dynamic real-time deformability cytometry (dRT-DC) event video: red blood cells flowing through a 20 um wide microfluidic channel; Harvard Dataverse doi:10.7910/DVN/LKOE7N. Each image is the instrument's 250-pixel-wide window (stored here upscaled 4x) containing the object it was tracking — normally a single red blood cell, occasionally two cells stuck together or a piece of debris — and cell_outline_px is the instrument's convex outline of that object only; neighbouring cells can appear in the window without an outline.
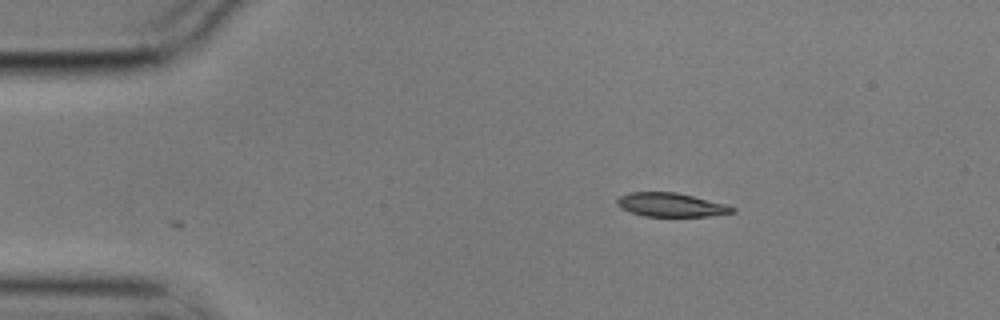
{"species": "common noctule bat (a hibernating species)", "species_latin": "Nyctalus noctula", "temperature_condition": "cold", "stored_images_in_passage": 3, "camera_frame_rate_fps": 3000, "um_per_image_px": 0.085, "animal": {"sex": "male", "body_mass_g": 17.9}, "frame": {"image": 1, "passage_image": 3, "time_ms": 0.667, "image_size_px": [1000, 320], "cell_outline_px": [[736, 212], [712, 216], [644, 216], [620, 208], [616, 204], [616, 200], [620, 196], [628, 192], [676, 192], [728, 204], [736, 208]], "centroid_in_image_um": [57.06, 17.41], "position_along_channel_um": 27.9, "area_um2": 16.13}}